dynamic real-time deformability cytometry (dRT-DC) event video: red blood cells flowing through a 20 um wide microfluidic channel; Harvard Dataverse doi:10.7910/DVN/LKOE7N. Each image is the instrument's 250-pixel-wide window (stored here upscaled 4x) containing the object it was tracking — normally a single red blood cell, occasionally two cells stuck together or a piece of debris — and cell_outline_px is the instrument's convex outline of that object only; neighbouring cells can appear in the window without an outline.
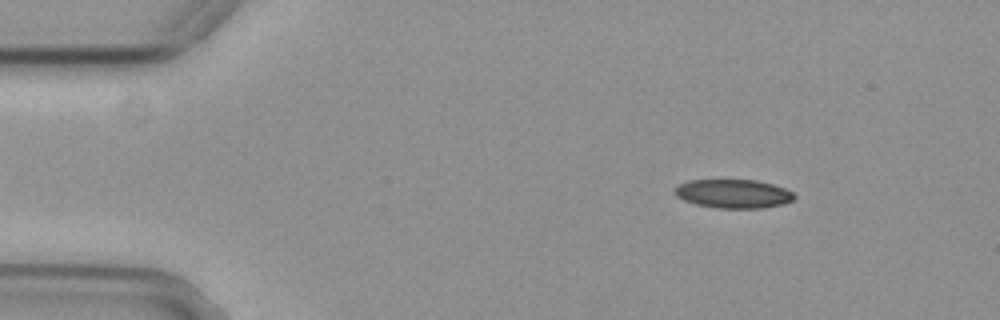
{"species": "common noctule bat (a hibernating species)", "species_latin": "Nyctalus noctula", "temperature_condition": "cold", "stored_images_in_passage": 55, "camera_frame_rate_fps": 3000, "um_per_image_px": 0.085, "animal": {"sex": "female", "body_mass_g": 29.2, "forearm_length_mm": 56.3}, "frame": {"image": 1, "passage_image": 7, "time_ms": 2.0, "image_size_px": [1000, 320], "cell_outline_px": [[796, 196], [792, 200], [784, 204], [764, 208], [716, 208], [696, 204], [684, 200], [676, 196], [676, 188], [680, 184], [688, 180], [756, 180], [772, 184], [784, 188], [792, 192]], "centroid_in_image_um": [62.36, 16.47], "position_along_channel_um": 22.6, "area_um2": 19.94}}
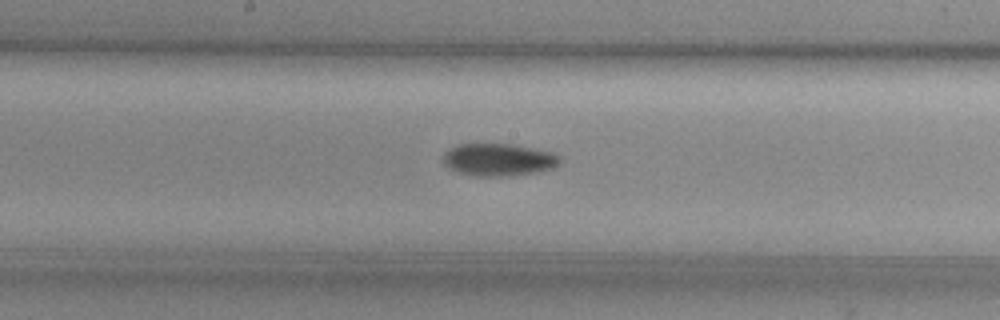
{"frame": {"image": 2, "passage_image": 28, "time_ms": 9.0, "image_size_px": [1000, 320], "cell_outline_px": [[560, 160], [552, 168], [532, 172], [508, 176], [472, 176], [448, 168], [444, 164], [444, 152], [448, 148], [456, 144], [512, 144], [552, 152], [560, 156]], "centroid_in_image_um": [42.32, 13.56], "position_along_channel_um": 205.9, "area_um2": 21.91}}
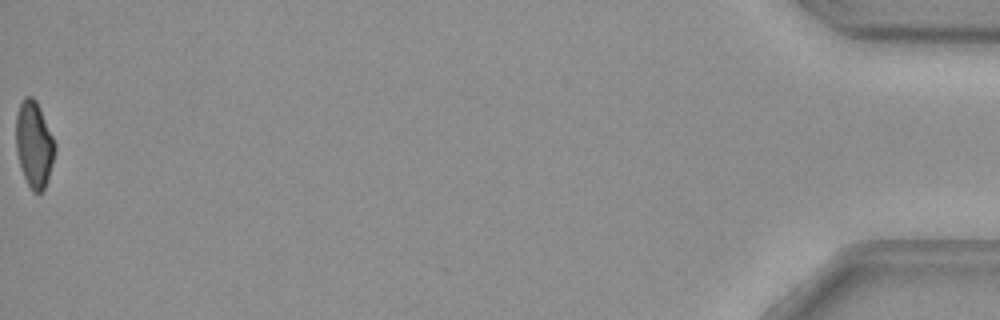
{"frame": {"image": 3, "passage_image": 55, "time_ms": 18.0, "image_size_px": [1000, 320], "cell_outline_px": [[56, 148], [52, 164], [44, 188], [40, 192], [32, 192], [20, 168], [16, 152], [16, 112], [20, 100], [24, 96], [32, 96], [36, 100], [40, 108], [56, 144]], "centroid_in_image_um": [2.87, 12.22], "position_along_channel_um": 432.3, "area_um2": 19.65}}